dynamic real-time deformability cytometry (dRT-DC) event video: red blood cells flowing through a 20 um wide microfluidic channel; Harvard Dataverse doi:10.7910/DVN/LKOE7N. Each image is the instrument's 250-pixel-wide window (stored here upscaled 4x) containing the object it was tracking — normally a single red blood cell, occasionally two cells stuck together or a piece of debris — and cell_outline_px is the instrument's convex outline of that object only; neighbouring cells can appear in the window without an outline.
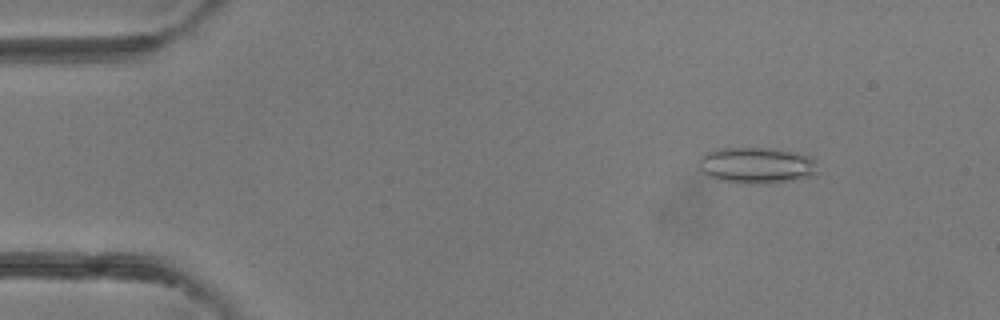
{"species": "common noctule bat (a hibernating species)", "species_latin": "Nyctalus noctula", "temperature_condition": "room temperature", "stored_images_in_passage": 3, "camera_frame_rate_fps": 3000, "um_per_image_px": 0.085, "animal": {"sex": "female"}, "frame": {"image": 1, "passage_image": 2, "time_ms": 1.333, "image_size_px": [1000, 320], "cell_outline_px": [[820, 172], [816, 176], [768, 184], [752, 184], [716, 180], [700, 172], [696, 160], [704, 152], [720, 148], [776, 148], [796, 152], [808, 156], [816, 160]], "centroid_in_image_um": [64.31, 14.06], "position_along_channel_um": 20.7, "area_um2": 26.01}}